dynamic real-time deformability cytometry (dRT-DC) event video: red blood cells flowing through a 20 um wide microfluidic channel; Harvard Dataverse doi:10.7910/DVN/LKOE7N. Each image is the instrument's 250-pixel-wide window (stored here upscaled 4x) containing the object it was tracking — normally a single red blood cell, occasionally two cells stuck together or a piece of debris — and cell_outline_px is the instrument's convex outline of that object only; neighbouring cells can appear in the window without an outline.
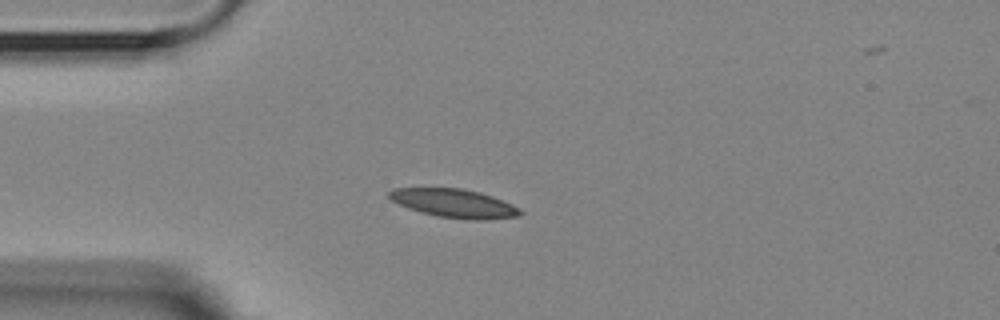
{"species": "Egyptian fruit bat (a non-hibernating species)", "species_latin": "Rousettus aegyptiacus", "temperature_condition": "room temperature", "stored_images_in_passage": 3, "camera_frame_rate_fps": 3000, "um_per_image_px": 0.085, "animal": {"sex": "female"}, "frame": {"image": 1, "passage_image": 3, "time_ms": 3.0, "image_size_px": [1000, 320], "cell_outline_px": [[524, 212], [520, 216], [488, 220], [472, 220], [436, 216], [420, 212], [408, 208], [392, 200], [388, 196], [388, 192], [392, 188], [460, 188], [480, 192], [492, 196], [512, 204], [520, 208]], "centroid_in_image_um": [38.64, 17.29], "position_along_channel_um": 46.4, "area_um2": 21.96}}